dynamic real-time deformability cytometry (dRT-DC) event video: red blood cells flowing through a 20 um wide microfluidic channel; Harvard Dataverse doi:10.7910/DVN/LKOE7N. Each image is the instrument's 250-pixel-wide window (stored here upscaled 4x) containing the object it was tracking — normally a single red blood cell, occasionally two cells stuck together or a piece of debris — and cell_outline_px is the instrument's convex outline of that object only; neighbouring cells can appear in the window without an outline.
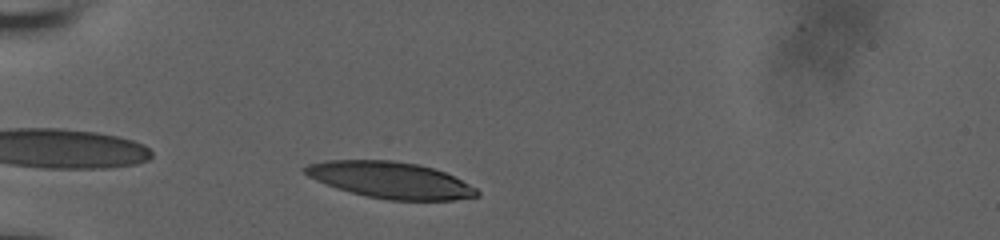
{"species": "human", "species_latin": "Homo sapiens", "temperature_condition": "room temperature", "stored_images_in_passage": 34, "camera_frame_rate_fps": 3000, "um_per_image_px": 0.085, "donor": {"sex": "male"}, "frame": {"image": 1, "passage_image": 3, "time_ms": 0.667, "image_size_px": [1000, 240], "cell_outline_px": [[480, 196], [456, 200], [388, 200], [364, 196], [336, 188], [316, 180], [308, 176], [300, 168], [308, 164], [324, 160], [392, 160], [420, 164], [444, 172], [476, 188], [480, 192]], "centroid_in_image_um": [33.16, 15.3], "position_along_channel_um": 51.8, "area_um2": 36.65}}
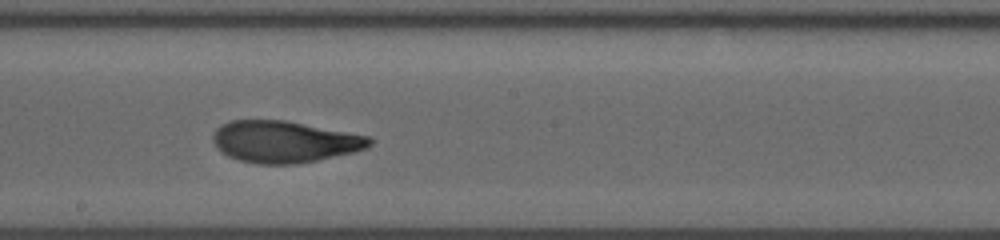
{"frame": {"image": 2, "passage_image": 19, "time_ms": 6.0, "image_size_px": [1000, 240], "cell_outline_px": [[372, 144], [368, 148], [352, 152], [316, 160], [296, 164], [256, 164], [240, 160], [228, 156], [220, 152], [216, 148], [212, 140], [212, 136], [216, 128], [220, 124], [228, 120], [284, 120], [368, 136], [372, 140]], "centroid_in_image_um": [24.11, 12.04], "position_along_channel_um": 224.1, "area_um2": 38.03}}
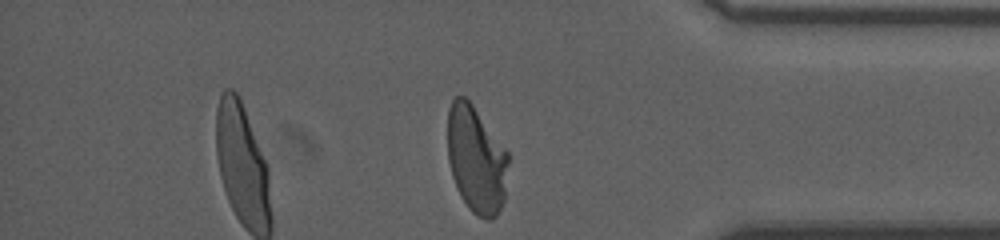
{"frame": {"image": 3, "passage_image": 34, "time_ms": 11.0, "image_size_px": [1000, 240], "cell_outline_px": [[508, 164], [504, 200], [496, 216], [492, 220], [488, 220], [472, 212], [468, 208], [460, 196], [456, 188], [452, 176], [448, 160], [448, 108], [452, 100], [456, 96], [464, 96], [472, 104], [508, 152]], "centroid_in_image_um": [40.47, 13.57], "position_along_channel_um": 394.7, "area_um2": 37.86}, "authors_computed_cell_mechanics": {"area_um2": 38.2058, "velocity_mm_per_s": 3.7241, "shape_relaxation_time_tau1_ms": 9.3477, "shape_relaxation_time_tau2_ms": 1.4069, "deformation_change_tau1": 0.3149, "deformation_change_tau2": 0.0778}}